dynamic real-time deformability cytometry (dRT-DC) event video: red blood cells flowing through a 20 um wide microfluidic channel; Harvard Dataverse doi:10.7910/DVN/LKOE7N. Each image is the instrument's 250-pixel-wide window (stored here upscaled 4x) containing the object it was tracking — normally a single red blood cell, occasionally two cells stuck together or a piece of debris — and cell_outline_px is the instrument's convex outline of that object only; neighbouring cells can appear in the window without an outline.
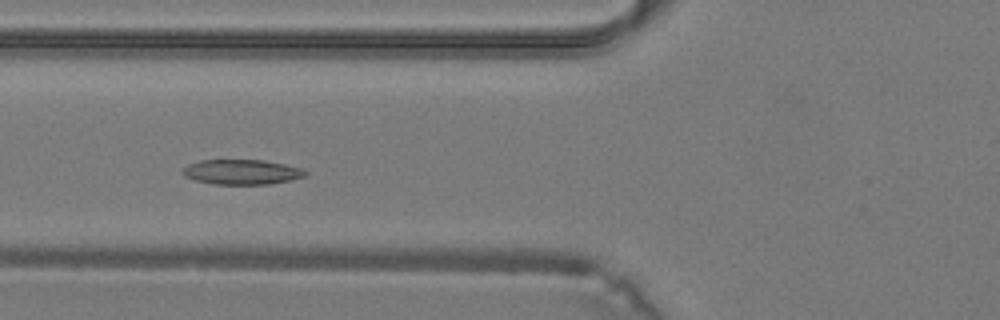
{"species": "common noctule bat (a hibernating species)", "species_latin": "Nyctalus noctula", "temperature_condition": "warm", "stored_images_in_passage": 37, "camera_frame_rate_fps": 3000, "um_per_image_px": 0.085, "animal": {"sex": "male", "body_mass_g": 19.2, "forearm_length_mm": 51.8}, "frame": {"image": 1, "passage_image": 13, "time_ms": 4.0, "image_size_px": [1000, 320], "cell_outline_px": [[308, 172], [304, 176], [292, 180], [268, 184], [212, 184], [196, 180], [184, 176], [180, 172], [188, 164], [200, 160], [264, 160], [284, 164], [300, 168]], "centroid_in_image_um": [20.52, 14.62], "position_along_channel_um": 105.3, "area_um2": 17.8}}
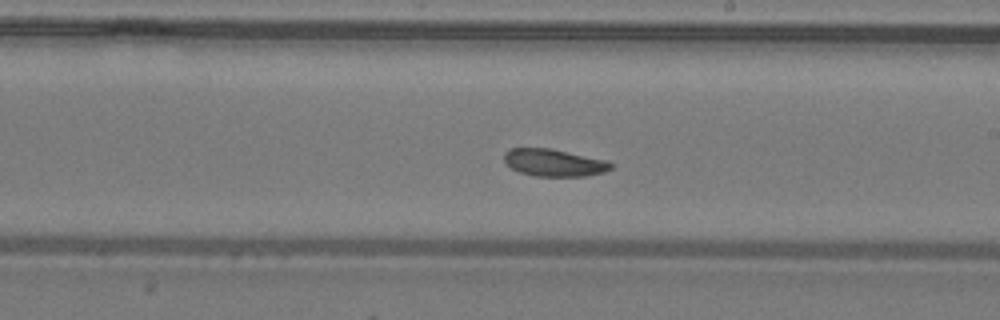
{"frame": {"image": 2, "passage_image": 21, "time_ms": 6.667, "image_size_px": [1000, 320], "cell_outline_px": [[612, 168], [604, 172], [588, 176], [536, 176], [520, 172], [504, 164], [504, 152], [508, 148], [552, 148], [604, 160], [612, 164]], "centroid_in_image_um": [47.04, 13.82], "position_along_channel_um": 242.0, "area_um2": 16.99}}
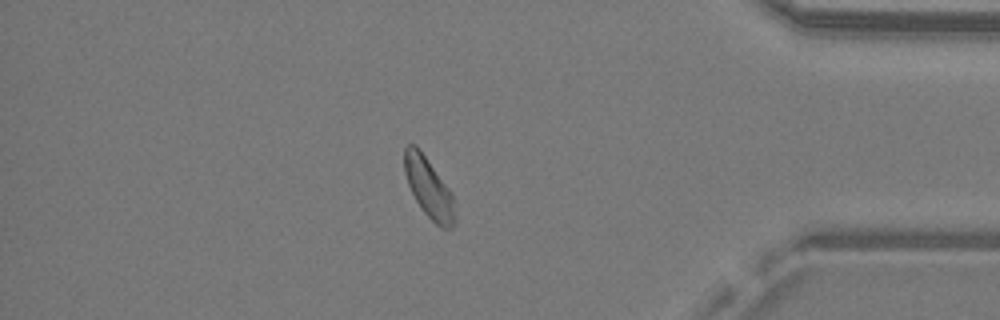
{"frame": {"image": 3, "passage_image": 32, "time_ms": 10.333, "image_size_px": [1000, 320], "cell_outline_px": [[456, 220], [452, 228], [440, 228], [424, 212], [416, 200], [408, 184], [404, 172], [404, 148], [408, 144], [416, 144], [448, 188], [452, 196]], "centroid_in_image_um": [36.43, 15.97], "position_along_channel_um": 398.8, "area_um2": 17.34}}